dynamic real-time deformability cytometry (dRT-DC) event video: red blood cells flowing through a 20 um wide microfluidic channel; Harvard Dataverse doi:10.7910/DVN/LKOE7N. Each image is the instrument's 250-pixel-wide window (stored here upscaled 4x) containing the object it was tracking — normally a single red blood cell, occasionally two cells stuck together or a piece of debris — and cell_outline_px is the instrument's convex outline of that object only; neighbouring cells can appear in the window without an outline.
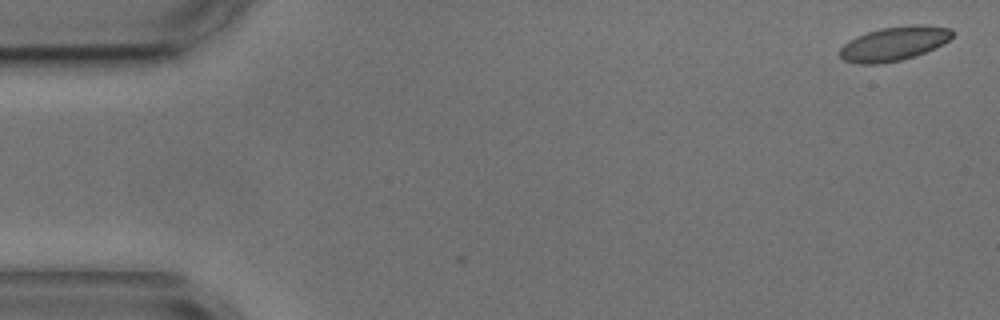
{"species": "common noctule bat (a hibernating species)", "species_latin": "Nyctalus noctula", "temperature_condition": "cold", "stored_images_in_passage": 2, "camera_frame_rate_fps": 3000, "um_per_image_px": 0.085, "animal": {"sex": "male", "body_mass_g": 17.9, "forearm_length_mm": 54.2}, "frame": {"image": 1, "passage_image": 2, "time_ms": 0.333, "image_size_px": [1000, 320], "cell_outline_px": [[956, 32], [948, 40], [936, 48], [916, 56], [900, 60], [880, 64], [860, 64], [844, 60], [840, 56], [840, 48], [848, 40], [856, 36], [880, 28], [912, 24], [924, 24], [952, 28]], "centroid_in_image_um": [76.03, 3.69], "position_along_channel_um": 9.0, "area_um2": 22.66}}